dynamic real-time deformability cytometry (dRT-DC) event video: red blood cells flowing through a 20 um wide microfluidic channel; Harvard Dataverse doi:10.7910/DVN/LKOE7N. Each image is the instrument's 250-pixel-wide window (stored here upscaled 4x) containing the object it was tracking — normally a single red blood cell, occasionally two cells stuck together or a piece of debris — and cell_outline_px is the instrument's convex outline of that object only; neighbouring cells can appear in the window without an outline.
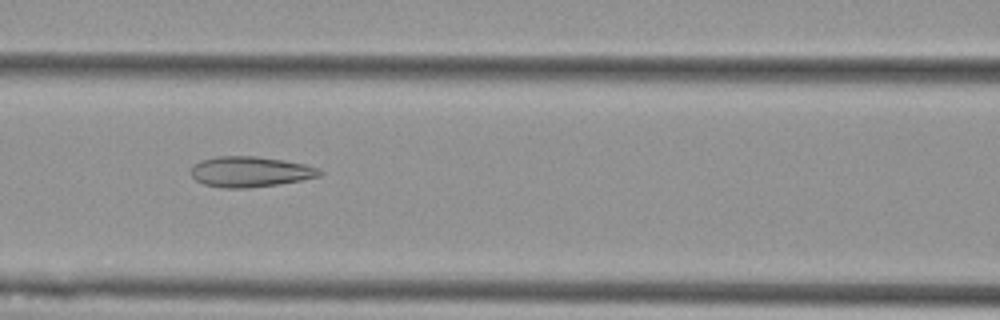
{"species": "Egyptian fruit bat (a non-hibernating species)", "species_latin": "Rousettus aegyptiacus", "temperature_condition": "cold", "stored_images_in_passage": 7, "camera_frame_rate_fps": 3000, "um_per_image_px": 0.085, "animal": {"sex": "female"}, "frame": {"image": 1, "passage_image": 4, "time_ms": 1.0, "image_size_px": [1000, 320], "cell_outline_px": [[324, 172], [320, 176], [300, 180], [276, 184], [248, 188], [224, 188], [204, 184], [196, 180], [192, 176], [192, 164], [200, 160], [216, 156], [256, 156], [284, 160], [304, 164], [320, 168]], "centroid_in_image_um": [21.26, 14.59], "position_along_channel_um": 145.3, "area_um2": 22.89}}
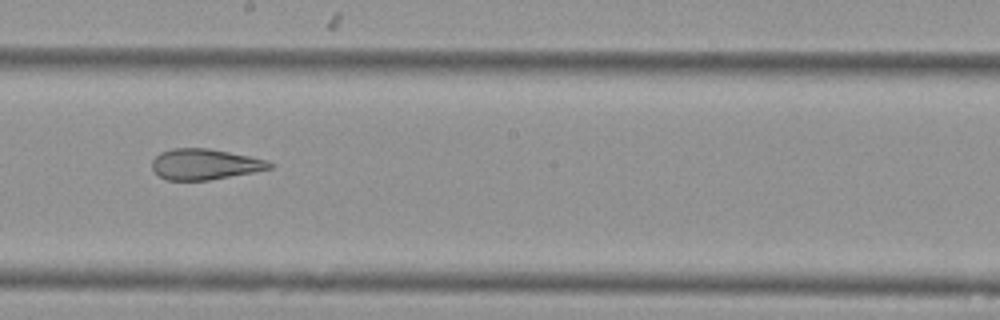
{"frame": {"image": 2, "passage_image": 6, "time_ms": 1.667, "image_size_px": [1000, 320], "cell_outline_px": [[272, 168], [252, 172], [208, 180], [164, 180], [152, 168], [152, 160], [160, 152], [172, 148], [208, 148], [268, 160], [272, 164]], "centroid_in_image_um": [17.37, 13.96], "position_along_channel_um": 230.8, "area_um2": 20.87}}
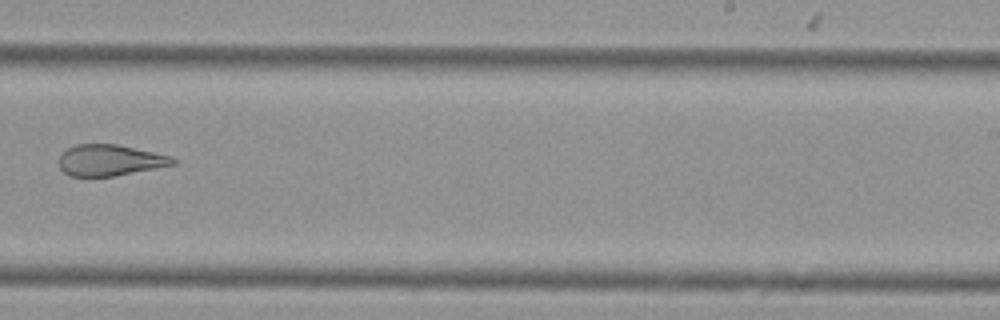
{"frame": {"image": 3, "passage_image": 7, "time_ms": 2.0, "image_size_px": [1000, 320], "cell_outline_px": [[176, 164], [116, 176], [68, 176], [60, 168], [60, 156], [68, 148], [76, 144], [116, 144], [172, 156], [176, 160]], "centroid_in_image_um": [9.35, 13.62], "position_along_channel_um": 279.6, "area_um2": 20.58}}